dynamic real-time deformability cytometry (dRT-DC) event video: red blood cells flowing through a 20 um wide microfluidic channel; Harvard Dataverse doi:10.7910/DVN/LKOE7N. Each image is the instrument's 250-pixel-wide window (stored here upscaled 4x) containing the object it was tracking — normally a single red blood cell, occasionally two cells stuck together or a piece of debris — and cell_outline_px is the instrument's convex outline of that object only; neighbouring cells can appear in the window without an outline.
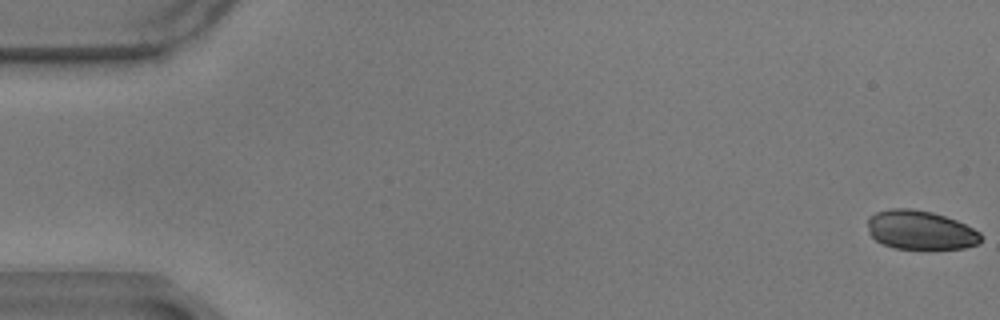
{"species": "common noctule bat (a hibernating species)", "species_latin": "Nyctalus noctula", "temperature_condition": "warm", "stored_images_in_passage": 10, "camera_frame_rate_fps": 3000, "um_per_image_px": 0.085, "animal": {"sex": "male", "body_mass_g": 17.9}, "frame": {"image": 1, "passage_image": 1, "time_ms": 0.0, "image_size_px": [1000, 320], "cell_outline_px": [[980, 240], [976, 244], [964, 248], [896, 248], [884, 244], [876, 240], [868, 232], [868, 216], [876, 212], [892, 208], [912, 208], [932, 212], [956, 220], [980, 232]], "centroid_in_image_um": [78.19, 19.53], "position_along_channel_um": 6.8, "area_um2": 25.43}}